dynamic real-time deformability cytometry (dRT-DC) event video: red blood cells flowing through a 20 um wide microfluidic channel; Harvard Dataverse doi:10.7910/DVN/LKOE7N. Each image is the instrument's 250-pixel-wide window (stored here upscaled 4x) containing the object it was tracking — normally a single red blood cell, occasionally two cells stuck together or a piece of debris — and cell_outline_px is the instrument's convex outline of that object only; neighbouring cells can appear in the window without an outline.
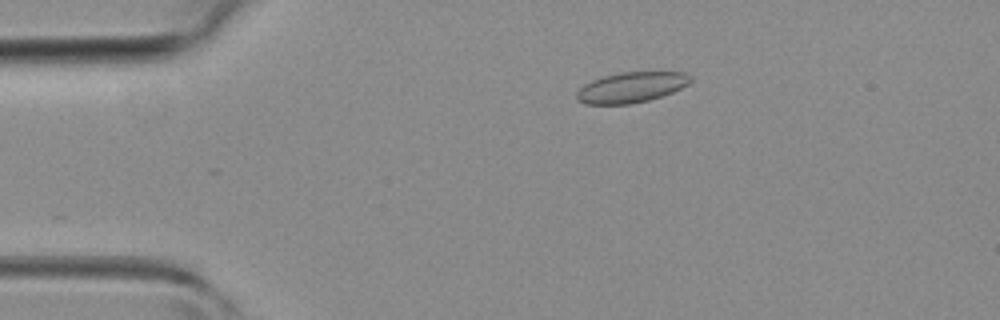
{"species": "common noctule bat (a hibernating species)", "species_latin": "Nyctalus noctula", "temperature_condition": "room temperature", "stored_images_in_passage": 39, "camera_frame_rate_fps": 3000, "um_per_image_px": 0.085, "animal": {"sex": "female", "body_mass_g": 19.3, "forearm_length_mm": 54.1}, "frame": {"image": 1, "passage_image": 4, "time_ms": 1.0, "image_size_px": [1000, 320], "cell_outline_px": [[692, 80], [688, 84], [672, 92], [648, 100], [628, 104], [584, 104], [576, 100], [576, 92], [584, 84], [592, 80], [604, 76], [620, 72], [684, 72], [692, 76]], "centroid_in_image_um": [53.63, 7.42], "position_along_channel_um": 31.4, "area_um2": 20.17}}
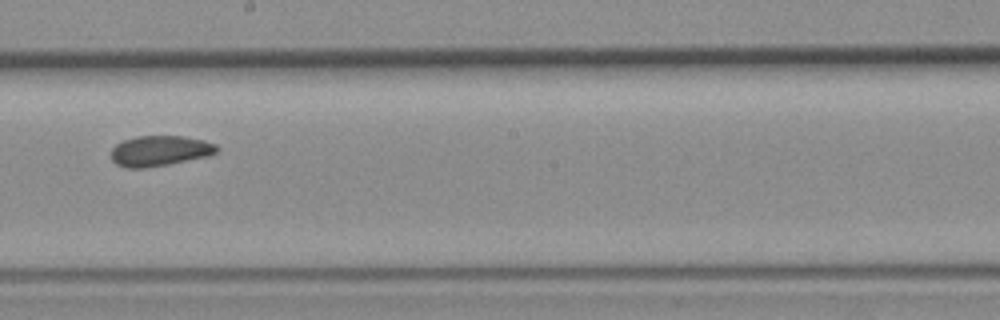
{"frame": {"image": 2, "passage_image": 20, "time_ms": 6.333, "image_size_px": [1000, 320], "cell_outline_px": [[220, 148], [216, 152], [208, 156], [168, 164], [144, 168], [124, 168], [116, 164], [112, 160], [112, 148], [116, 144], [124, 140], [136, 136], [184, 136], [204, 140], [216, 144]], "centroid_in_image_um": [13.59, 12.82], "position_along_channel_um": 234.6, "area_um2": 18.79}}
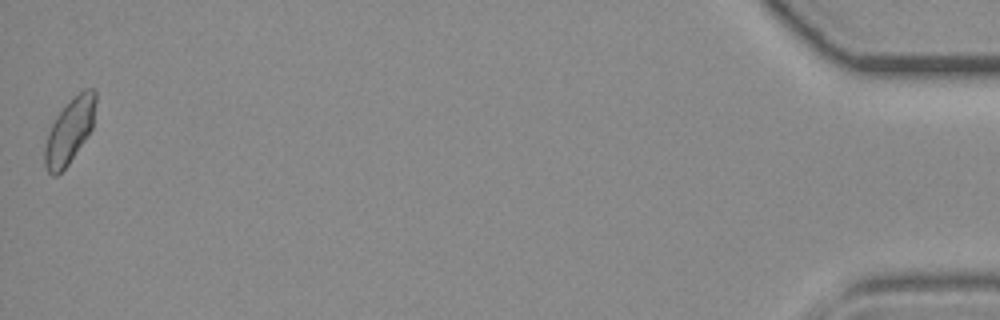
{"frame": {"image": 3, "passage_image": 39, "time_ms": 12.667, "image_size_px": [1000, 320], "cell_outline_px": [[96, 100], [92, 128], [68, 164], [56, 176], [52, 176], [48, 172], [44, 164], [44, 148], [48, 132], [56, 116], [84, 88], [96, 88]], "centroid_in_image_um": [5.9, 11.14], "position_along_channel_um": 429.3, "area_um2": 18.84}}